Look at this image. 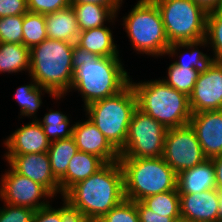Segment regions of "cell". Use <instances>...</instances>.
Returning <instances> with one entry per match:
<instances>
[{
	"label": "cell",
	"mask_w": 222,
	"mask_h": 222,
	"mask_svg": "<svg viewBox=\"0 0 222 222\" xmlns=\"http://www.w3.org/2000/svg\"><path fill=\"white\" fill-rule=\"evenodd\" d=\"M63 197L97 222L124 199V174L119 161L106 163L95 174L77 182Z\"/></svg>",
	"instance_id": "cell-1"
},
{
	"label": "cell",
	"mask_w": 222,
	"mask_h": 222,
	"mask_svg": "<svg viewBox=\"0 0 222 222\" xmlns=\"http://www.w3.org/2000/svg\"><path fill=\"white\" fill-rule=\"evenodd\" d=\"M77 57L76 44L47 38L30 49V79L54 95L69 93Z\"/></svg>",
	"instance_id": "cell-2"
},
{
	"label": "cell",
	"mask_w": 222,
	"mask_h": 222,
	"mask_svg": "<svg viewBox=\"0 0 222 222\" xmlns=\"http://www.w3.org/2000/svg\"><path fill=\"white\" fill-rule=\"evenodd\" d=\"M129 83L120 57L77 55L71 89L80 92L84 107L119 93Z\"/></svg>",
	"instance_id": "cell-3"
},
{
	"label": "cell",
	"mask_w": 222,
	"mask_h": 222,
	"mask_svg": "<svg viewBox=\"0 0 222 222\" xmlns=\"http://www.w3.org/2000/svg\"><path fill=\"white\" fill-rule=\"evenodd\" d=\"M137 108L160 122L166 129L187 125L192 116L189 96L168 86L163 80L132 82Z\"/></svg>",
	"instance_id": "cell-4"
},
{
	"label": "cell",
	"mask_w": 222,
	"mask_h": 222,
	"mask_svg": "<svg viewBox=\"0 0 222 222\" xmlns=\"http://www.w3.org/2000/svg\"><path fill=\"white\" fill-rule=\"evenodd\" d=\"M125 199L138 202L150 195L177 189V173L158 158H119Z\"/></svg>",
	"instance_id": "cell-5"
},
{
	"label": "cell",
	"mask_w": 222,
	"mask_h": 222,
	"mask_svg": "<svg viewBox=\"0 0 222 222\" xmlns=\"http://www.w3.org/2000/svg\"><path fill=\"white\" fill-rule=\"evenodd\" d=\"M86 117L103 133L110 144L120 152L126 142L128 126L137 109V98L129 83L119 93L88 104ZM88 115V116H87Z\"/></svg>",
	"instance_id": "cell-6"
},
{
	"label": "cell",
	"mask_w": 222,
	"mask_h": 222,
	"mask_svg": "<svg viewBox=\"0 0 222 222\" xmlns=\"http://www.w3.org/2000/svg\"><path fill=\"white\" fill-rule=\"evenodd\" d=\"M133 50L152 57L166 56L170 46L164 24L153 0H139L123 24Z\"/></svg>",
	"instance_id": "cell-7"
},
{
	"label": "cell",
	"mask_w": 222,
	"mask_h": 222,
	"mask_svg": "<svg viewBox=\"0 0 222 222\" xmlns=\"http://www.w3.org/2000/svg\"><path fill=\"white\" fill-rule=\"evenodd\" d=\"M158 6L169 43L205 38L208 12L193 0H153Z\"/></svg>",
	"instance_id": "cell-8"
},
{
	"label": "cell",
	"mask_w": 222,
	"mask_h": 222,
	"mask_svg": "<svg viewBox=\"0 0 222 222\" xmlns=\"http://www.w3.org/2000/svg\"><path fill=\"white\" fill-rule=\"evenodd\" d=\"M167 129L140 109L133 113L120 158H158L163 156Z\"/></svg>",
	"instance_id": "cell-9"
},
{
	"label": "cell",
	"mask_w": 222,
	"mask_h": 222,
	"mask_svg": "<svg viewBox=\"0 0 222 222\" xmlns=\"http://www.w3.org/2000/svg\"><path fill=\"white\" fill-rule=\"evenodd\" d=\"M162 157L177 174L207 159L190 123L167 129Z\"/></svg>",
	"instance_id": "cell-10"
},
{
	"label": "cell",
	"mask_w": 222,
	"mask_h": 222,
	"mask_svg": "<svg viewBox=\"0 0 222 222\" xmlns=\"http://www.w3.org/2000/svg\"><path fill=\"white\" fill-rule=\"evenodd\" d=\"M5 172L0 181V199L4 203L38 210L49 205V198L54 199L42 185L20 175L11 167Z\"/></svg>",
	"instance_id": "cell-11"
},
{
	"label": "cell",
	"mask_w": 222,
	"mask_h": 222,
	"mask_svg": "<svg viewBox=\"0 0 222 222\" xmlns=\"http://www.w3.org/2000/svg\"><path fill=\"white\" fill-rule=\"evenodd\" d=\"M189 104L192 113L222 110V62L212 60L200 72Z\"/></svg>",
	"instance_id": "cell-12"
},
{
	"label": "cell",
	"mask_w": 222,
	"mask_h": 222,
	"mask_svg": "<svg viewBox=\"0 0 222 222\" xmlns=\"http://www.w3.org/2000/svg\"><path fill=\"white\" fill-rule=\"evenodd\" d=\"M4 156L15 172L42 185L53 197L60 193L59 181L52 173L48 152Z\"/></svg>",
	"instance_id": "cell-13"
},
{
	"label": "cell",
	"mask_w": 222,
	"mask_h": 222,
	"mask_svg": "<svg viewBox=\"0 0 222 222\" xmlns=\"http://www.w3.org/2000/svg\"><path fill=\"white\" fill-rule=\"evenodd\" d=\"M189 123L207 159L222 155V110L192 113Z\"/></svg>",
	"instance_id": "cell-14"
},
{
	"label": "cell",
	"mask_w": 222,
	"mask_h": 222,
	"mask_svg": "<svg viewBox=\"0 0 222 222\" xmlns=\"http://www.w3.org/2000/svg\"><path fill=\"white\" fill-rule=\"evenodd\" d=\"M85 120L73 124L72 137L78 151L94 154L105 163L119 161V152L89 118Z\"/></svg>",
	"instance_id": "cell-15"
},
{
	"label": "cell",
	"mask_w": 222,
	"mask_h": 222,
	"mask_svg": "<svg viewBox=\"0 0 222 222\" xmlns=\"http://www.w3.org/2000/svg\"><path fill=\"white\" fill-rule=\"evenodd\" d=\"M181 220L183 222H217L218 190L201 193L179 194Z\"/></svg>",
	"instance_id": "cell-16"
},
{
	"label": "cell",
	"mask_w": 222,
	"mask_h": 222,
	"mask_svg": "<svg viewBox=\"0 0 222 222\" xmlns=\"http://www.w3.org/2000/svg\"><path fill=\"white\" fill-rule=\"evenodd\" d=\"M3 143L7 149L4 155L48 152L50 146V141L38 120H32L16 129Z\"/></svg>",
	"instance_id": "cell-17"
},
{
	"label": "cell",
	"mask_w": 222,
	"mask_h": 222,
	"mask_svg": "<svg viewBox=\"0 0 222 222\" xmlns=\"http://www.w3.org/2000/svg\"><path fill=\"white\" fill-rule=\"evenodd\" d=\"M109 27L101 26L81 31L76 41L77 55L119 57V50Z\"/></svg>",
	"instance_id": "cell-18"
},
{
	"label": "cell",
	"mask_w": 222,
	"mask_h": 222,
	"mask_svg": "<svg viewBox=\"0 0 222 222\" xmlns=\"http://www.w3.org/2000/svg\"><path fill=\"white\" fill-rule=\"evenodd\" d=\"M216 189L215 167L211 159L185 169L177 174V190L179 194L201 193Z\"/></svg>",
	"instance_id": "cell-19"
},
{
	"label": "cell",
	"mask_w": 222,
	"mask_h": 222,
	"mask_svg": "<svg viewBox=\"0 0 222 222\" xmlns=\"http://www.w3.org/2000/svg\"><path fill=\"white\" fill-rule=\"evenodd\" d=\"M105 164L101 158L94 154L78 151L71 158L65 175L59 180L61 196L77 182L95 174Z\"/></svg>",
	"instance_id": "cell-20"
},
{
	"label": "cell",
	"mask_w": 222,
	"mask_h": 222,
	"mask_svg": "<svg viewBox=\"0 0 222 222\" xmlns=\"http://www.w3.org/2000/svg\"><path fill=\"white\" fill-rule=\"evenodd\" d=\"M47 36L50 39L76 43L80 31L76 14L70 5L67 8L45 15Z\"/></svg>",
	"instance_id": "cell-21"
},
{
	"label": "cell",
	"mask_w": 222,
	"mask_h": 222,
	"mask_svg": "<svg viewBox=\"0 0 222 222\" xmlns=\"http://www.w3.org/2000/svg\"><path fill=\"white\" fill-rule=\"evenodd\" d=\"M70 5L76 14L80 32L104 26L106 21L114 23L117 18V14L108 6L93 3Z\"/></svg>",
	"instance_id": "cell-22"
},
{
	"label": "cell",
	"mask_w": 222,
	"mask_h": 222,
	"mask_svg": "<svg viewBox=\"0 0 222 222\" xmlns=\"http://www.w3.org/2000/svg\"><path fill=\"white\" fill-rule=\"evenodd\" d=\"M208 45L207 40L201 39L197 41H190V42H183V43H172L170 44L168 50H167V55L170 57H174L175 54L178 56V51L180 52L179 54V60L174 61L173 63L178 65L180 68L188 67V69H197L199 71H202L211 61V56L206 55L205 53L201 52L198 49V46L205 47ZM180 48L189 50V54L187 53L188 51H185L181 54L182 51H180ZM191 49V51H190ZM186 54L188 56V60L185 61V58L181 57L183 54ZM181 57V58H180Z\"/></svg>",
	"instance_id": "cell-23"
},
{
	"label": "cell",
	"mask_w": 222,
	"mask_h": 222,
	"mask_svg": "<svg viewBox=\"0 0 222 222\" xmlns=\"http://www.w3.org/2000/svg\"><path fill=\"white\" fill-rule=\"evenodd\" d=\"M45 93L49 94V96H52V99L54 98L56 100L65 97V95H54L48 89L40 87L33 79L30 81L29 85H22L17 88L14 95L20 106V116H27L30 117V119L38 120L35 115L42 105L41 95L43 96Z\"/></svg>",
	"instance_id": "cell-24"
},
{
	"label": "cell",
	"mask_w": 222,
	"mask_h": 222,
	"mask_svg": "<svg viewBox=\"0 0 222 222\" xmlns=\"http://www.w3.org/2000/svg\"><path fill=\"white\" fill-rule=\"evenodd\" d=\"M30 49L23 44L0 43V74L30 70Z\"/></svg>",
	"instance_id": "cell-25"
},
{
	"label": "cell",
	"mask_w": 222,
	"mask_h": 222,
	"mask_svg": "<svg viewBox=\"0 0 222 222\" xmlns=\"http://www.w3.org/2000/svg\"><path fill=\"white\" fill-rule=\"evenodd\" d=\"M77 152L78 148L73 137L50 142L48 155L51 170L58 181L65 175L71 158Z\"/></svg>",
	"instance_id": "cell-26"
},
{
	"label": "cell",
	"mask_w": 222,
	"mask_h": 222,
	"mask_svg": "<svg viewBox=\"0 0 222 222\" xmlns=\"http://www.w3.org/2000/svg\"><path fill=\"white\" fill-rule=\"evenodd\" d=\"M141 202L151 211L163 217H171L175 222L181 220L180 200L177 189L150 195Z\"/></svg>",
	"instance_id": "cell-27"
},
{
	"label": "cell",
	"mask_w": 222,
	"mask_h": 222,
	"mask_svg": "<svg viewBox=\"0 0 222 222\" xmlns=\"http://www.w3.org/2000/svg\"><path fill=\"white\" fill-rule=\"evenodd\" d=\"M69 120L67 115L61 111L50 109L41 121L38 119V122L41 124L47 139L52 142L72 137L73 126L70 127Z\"/></svg>",
	"instance_id": "cell-28"
},
{
	"label": "cell",
	"mask_w": 222,
	"mask_h": 222,
	"mask_svg": "<svg viewBox=\"0 0 222 222\" xmlns=\"http://www.w3.org/2000/svg\"><path fill=\"white\" fill-rule=\"evenodd\" d=\"M45 15L27 12L23 18V45L31 49L46 40Z\"/></svg>",
	"instance_id": "cell-29"
},
{
	"label": "cell",
	"mask_w": 222,
	"mask_h": 222,
	"mask_svg": "<svg viewBox=\"0 0 222 222\" xmlns=\"http://www.w3.org/2000/svg\"><path fill=\"white\" fill-rule=\"evenodd\" d=\"M167 69L168 77L161 80H163L168 86L189 96L193 91L201 71L197 69H188V67L180 68L174 63L170 64Z\"/></svg>",
	"instance_id": "cell-30"
},
{
	"label": "cell",
	"mask_w": 222,
	"mask_h": 222,
	"mask_svg": "<svg viewBox=\"0 0 222 222\" xmlns=\"http://www.w3.org/2000/svg\"><path fill=\"white\" fill-rule=\"evenodd\" d=\"M205 39L213 49L211 59L222 62V8L208 12Z\"/></svg>",
	"instance_id": "cell-31"
},
{
	"label": "cell",
	"mask_w": 222,
	"mask_h": 222,
	"mask_svg": "<svg viewBox=\"0 0 222 222\" xmlns=\"http://www.w3.org/2000/svg\"><path fill=\"white\" fill-rule=\"evenodd\" d=\"M24 14L0 18V43L23 44Z\"/></svg>",
	"instance_id": "cell-32"
},
{
	"label": "cell",
	"mask_w": 222,
	"mask_h": 222,
	"mask_svg": "<svg viewBox=\"0 0 222 222\" xmlns=\"http://www.w3.org/2000/svg\"><path fill=\"white\" fill-rule=\"evenodd\" d=\"M97 222H140L136 202L124 199Z\"/></svg>",
	"instance_id": "cell-33"
},
{
	"label": "cell",
	"mask_w": 222,
	"mask_h": 222,
	"mask_svg": "<svg viewBox=\"0 0 222 222\" xmlns=\"http://www.w3.org/2000/svg\"><path fill=\"white\" fill-rule=\"evenodd\" d=\"M34 209L4 203L0 207V222H33Z\"/></svg>",
	"instance_id": "cell-34"
},
{
	"label": "cell",
	"mask_w": 222,
	"mask_h": 222,
	"mask_svg": "<svg viewBox=\"0 0 222 222\" xmlns=\"http://www.w3.org/2000/svg\"><path fill=\"white\" fill-rule=\"evenodd\" d=\"M70 6V0H27L28 11L49 14Z\"/></svg>",
	"instance_id": "cell-35"
},
{
	"label": "cell",
	"mask_w": 222,
	"mask_h": 222,
	"mask_svg": "<svg viewBox=\"0 0 222 222\" xmlns=\"http://www.w3.org/2000/svg\"><path fill=\"white\" fill-rule=\"evenodd\" d=\"M28 12L27 0H0V18Z\"/></svg>",
	"instance_id": "cell-36"
},
{
	"label": "cell",
	"mask_w": 222,
	"mask_h": 222,
	"mask_svg": "<svg viewBox=\"0 0 222 222\" xmlns=\"http://www.w3.org/2000/svg\"><path fill=\"white\" fill-rule=\"evenodd\" d=\"M62 201L64 202L63 206L60 207V217L62 222H90L84 213L74 207L63 196Z\"/></svg>",
	"instance_id": "cell-37"
},
{
	"label": "cell",
	"mask_w": 222,
	"mask_h": 222,
	"mask_svg": "<svg viewBox=\"0 0 222 222\" xmlns=\"http://www.w3.org/2000/svg\"><path fill=\"white\" fill-rule=\"evenodd\" d=\"M140 222H175L171 217H163L151 211L141 201L136 202Z\"/></svg>",
	"instance_id": "cell-38"
},
{
	"label": "cell",
	"mask_w": 222,
	"mask_h": 222,
	"mask_svg": "<svg viewBox=\"0 0 222 222\" xmlns=\"http://www.w3.org/2000/svg\"><path fill=\"white\" fill-rule=\"evenodd\" d=\"M33 222H62L60 208H54L50 204L35 211Z\"/></svg>",
	"instance_id": "cell-39"
},
{
	"label": "cell",
	"mask_w": 222,
	"mask_h": 222,
	"mask_svg": "<svg viewBox=\"0 0 222 222\" xmlns=\"http://www.w3.org/2000/svg\"><path fill=\"white\" fill-rule=\"evenodd\" d=\"M123 0H70V4H100L110 7L116 14L122 5Z\"/></svg>",
	"instance_id": "cell-40"
},
{
	"label": "cell",
	"mask_w": 222,
	"mask_h": 222,
	"mask_svg": "<svg viewBox=\"0 0 222 222\" xmlns=\"http://www.w3.org/2000/svg\"><path fill=\"white\" fill-rule=\"evenodd\" d=\"M214 167H215V174H216V189L218 191L222 190V155L216 156L211 159Z\"/></svg>",
	"instance_id": "cell-41"
},
{
	"label": "cell",
	"mask_w": 222,
	"mask_h": 222,
	"mask_svg": "<svg viewBox=\"0 0 222 222\" xmlns=\"http://www.w3.org/2000/svg\"><path fill=\"white\" fill-rule=\"evenodd\" d=\"M207 12L222 8V0H193Z\"/></svg>",
	"instance_id": "cell-42"
},
{
	"label": "cell",
	"mask_w": 222,
	"mask_h": 222,
	"mask_svg": "<svg viewBox=\"0 0 222 222\" xmlns=\"http://www.w3.org/2000/svg\"><path fill=\"white\" fill-rule=\"evenodd\" d=\"M218 202H219V209H218V219L222 217V190L218 191Z\"/></svg>",
	"instance_id": "cell-43"
},
{
	"label": "cell",
	"mask_w": 222,
	"mask_h": 222,
	"mask_svg": "<svg viewBox=\"0 0 222 222\" xmlns=\"http://www.w3.org/2000/svg\"><path fill=\"white\" fill-rule=\"evenodd\" d=\"M217 222H222V217H221V218H219Z\"/></svg>",
	"instance_id": "cell-44"
}]
</instances>
